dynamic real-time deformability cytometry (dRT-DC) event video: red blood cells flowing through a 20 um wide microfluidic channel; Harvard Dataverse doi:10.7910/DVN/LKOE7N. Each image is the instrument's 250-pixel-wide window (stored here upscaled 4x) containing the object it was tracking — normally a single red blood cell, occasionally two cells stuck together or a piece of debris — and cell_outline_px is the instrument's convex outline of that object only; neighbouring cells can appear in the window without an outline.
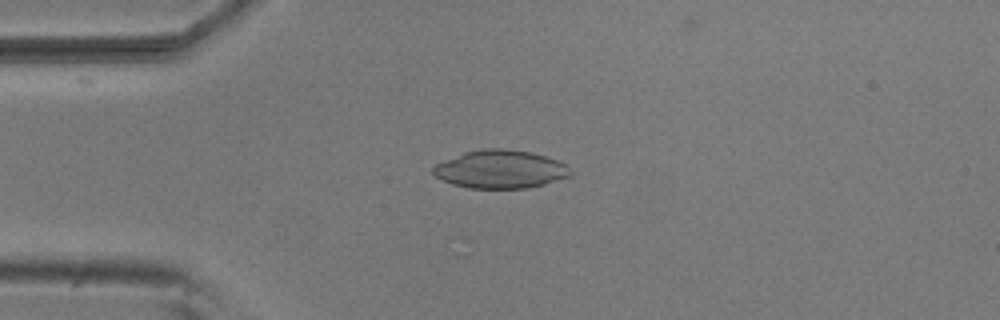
{"species": "common noctule bat (a hibernating species)", "species_latin": "Nyctalus noctula", "temperature_condition": "room temperature", "stored_images_in_passage": 42, "camera_frame_rate_fps": 3000, "um_per_image_px": 0.085, "animal": {"sex": "male", "body_mass_g": 20.5, "forearm_length_mm": 52.5}, "frame": {"image": 1, "passage_image": 13, "time_ms": 4.0, "image_size_px": [1000, 320], "cell_outline_px": [[572, 176], [544, 184], [524, 188], [468, 188], [452, 184], [436, 176], [432, 172], [432, 168], [436, 164], [464, 152], [484, 148], [504, 148], [528, 152], [544, 156], [568, 164], [572, 172]], "centroid_in_image_um": [42.55, 14.39], "position_along_channel_um": 42.4, "area_um2": 30.46}}
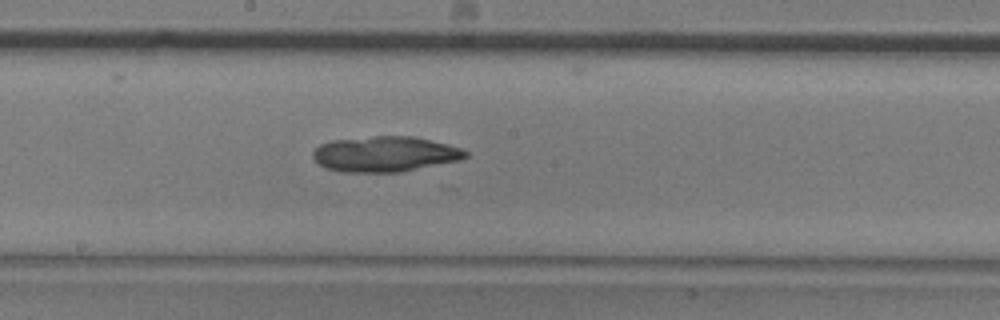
{"frame": {"image": 2, "passage_image": 28, "time_ms": 9.0, "image_size_px": [1000, 320], "cell_outline_px": [[468, 156], [460, 160], [400, 172], [340, 172], [324, 168], [316, 164], [312, 156], [312, 152], [320, 144], [332, 140], [372, 136], [412, 136], [448, 144], [460, 148], [468, 152]], "centroid_in_image_um": [32.67, 13.1], "position_along_channel_um": 215.5, "area_um2": 31.73}}
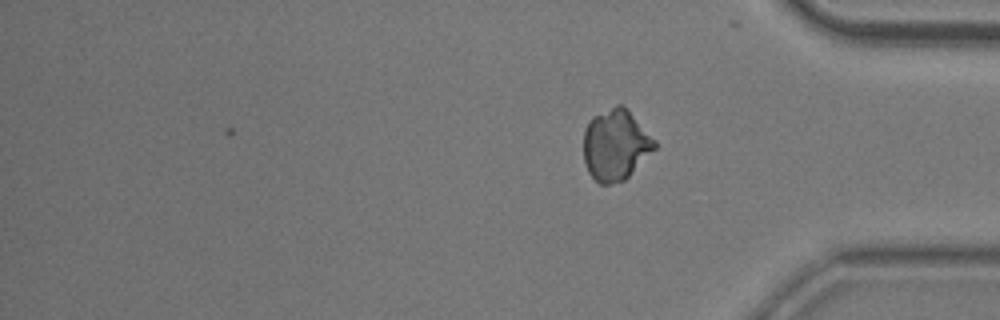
{"frame": {"image": 3, "passage_image": 42, "time_ms": 13.667, "image_size_px": [1000, 320], "cell_outline_px": [[656, 148], [624, 180], [608, 184], [600, 184], [588, 172], [584, 160], [584, 128], [588, 120], [592, 116], [616, 104], [624, 104], [656, 140]], "centroid_in_image_um": [52.32, 12.27], "position_along_channel_um": 382.9, "area_um2": 29.54}}